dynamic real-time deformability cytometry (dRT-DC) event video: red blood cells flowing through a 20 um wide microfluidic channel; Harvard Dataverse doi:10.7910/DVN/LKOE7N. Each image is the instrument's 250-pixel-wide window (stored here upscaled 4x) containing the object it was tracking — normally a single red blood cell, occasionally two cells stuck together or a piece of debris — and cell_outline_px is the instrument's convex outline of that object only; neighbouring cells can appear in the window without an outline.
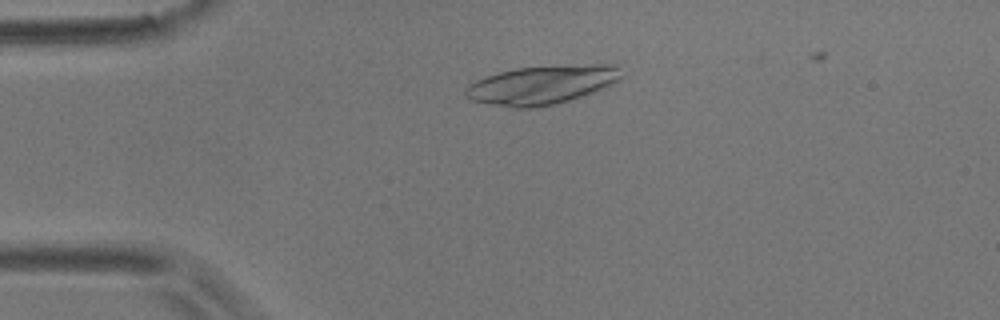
{"species": "common noctule bat (a hibernating species)", "species_latin": "Nyctalus noctula", "temperature_condition": "room temperature", "stored_images_in_passage": 5, "camera_frame_rate_fps": 3000, "um_per_image_px": 0.085, "animal": {"sex": "male", "body_mass_g": 17.9}, "frame": {"image": 1, "passage_image": 3, "time_ms": 2.333, "image_size_px": [1000, 320], "cell_outline_px": [[624, 76], [620, 80], [612, 84], [592, 92], [568, 100], [552, 104], [532, 108], [512, 108], [472, 100], [464, 92], [464, 88], [468, 84], [476, 80], [500, 72], [516, 68], [592, 64], [616, 64]], "centroid_in_image_um": [46.07, 7.2], "position_along_channel_um": 38.9, "area_um2": 34.8}}